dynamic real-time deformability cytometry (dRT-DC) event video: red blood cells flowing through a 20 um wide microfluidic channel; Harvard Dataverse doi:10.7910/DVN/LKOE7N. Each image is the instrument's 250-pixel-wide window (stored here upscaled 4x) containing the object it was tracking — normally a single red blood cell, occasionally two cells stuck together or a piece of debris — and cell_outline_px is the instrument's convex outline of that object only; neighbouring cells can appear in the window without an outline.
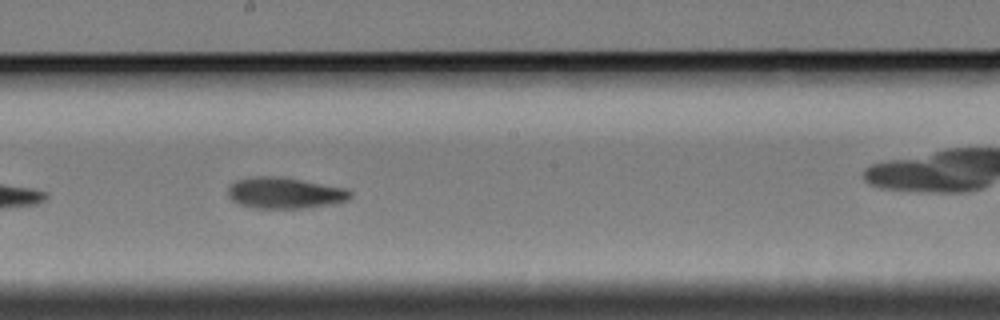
{"species": "Egyptian fruit bat (a non-hibernating species)", "species_latin": "Rousettus aegyptiacus", "temperature_condition": "cold", "stored_images_in_passage": 37, "camera_frame_rate_fps": 3000, "um_per_image_px": 0.085, "animal": {"sex": "female"}, "frame": {"image": 1, "passage_image": 16, "time_ms": 5.0, "image_size_px": [1000, 320], "cell_outline_px": [[352, 196], [348, 200], [336, 204], [304, 208], [252, 208], [240, 204], [232, 200], [228, 196], [228, 184], [236, 180], [252, 176], [280, 176], [348, 188], [352, 192]], "centroid_in_image_um": [24.22, 16.4], "position_along_channel_um": 224.0, "area_um2": 22.66}}
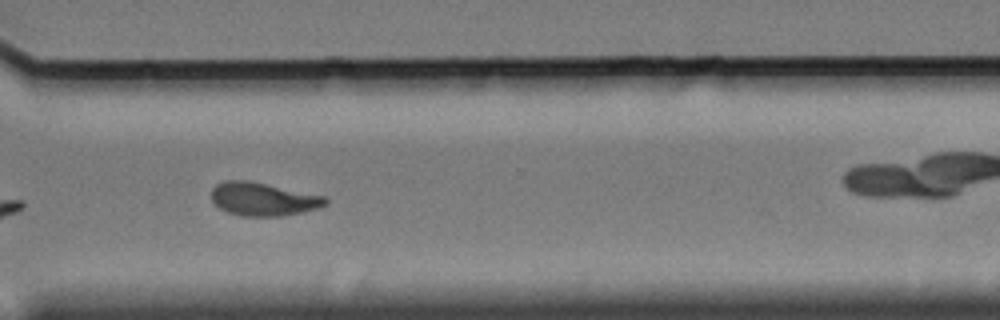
{"frame": {"image": 2, "passage_image": 27, "time_ms": 8.667, "image_size_px": [1000, 320], "cell_outline_px": [[328, 204], [320, 208], [284, 216], [240, 216], [228, 212], [220, 208], [212, 200], [212, 188], [216, 184], [224, 180], [248, 180], [324, 196], [328, 200]], "centroid_in_image_um": [22.37, 16.93], "position_along_channel_um": 348.2, "area_um2": 22.14}, "authors_computed_cell_mechanics": {"area_um2": 22.542, "velocity_mm_per_s": 3.3959, "shape_relaxation_time_tau1_ms": 6.1045, "shape_relaxation_time_tau2_ms": 6.5765, "deformation_change_tau1": 0.1628, "deformation_change_tau2": 0.1348}}